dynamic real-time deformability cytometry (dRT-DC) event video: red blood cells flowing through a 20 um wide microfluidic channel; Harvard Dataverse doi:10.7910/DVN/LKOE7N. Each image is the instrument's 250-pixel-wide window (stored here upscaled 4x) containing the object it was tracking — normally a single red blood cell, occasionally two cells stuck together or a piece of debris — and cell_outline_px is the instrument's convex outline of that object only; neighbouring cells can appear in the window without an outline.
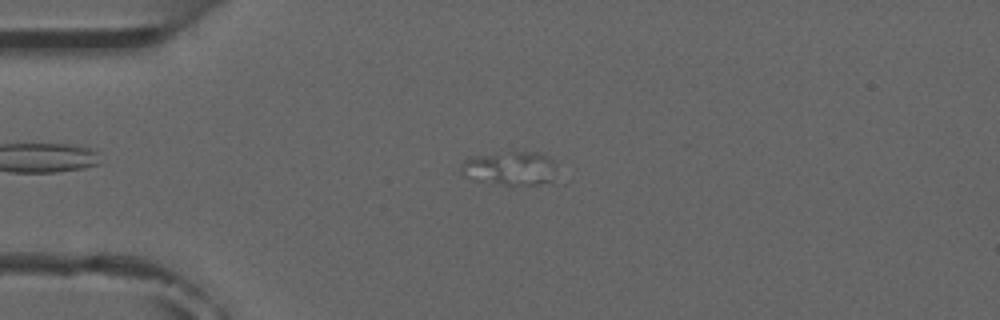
{"species": "common noctule bat (a hibernating species)", "species_latin": "Nyctalus noctula", "temperature_condition": "room temperature", "stored_images_in_passage": 4, "camera_frame_rate_fps": 3000, "um_per_image_px": 0.085, "animal": {"sex": "male", "forearm_length_mm": 52.5}, "frame": {"image": 1, "passage_image": 4, "time_ms": 3.667, "image_size_px": [1000, 320], "cell_outline_px": [[556, 180], [552, 184], [512, 188], [476, 180], [464, 176], [460, 172], [460, 164], [468, 156], [512, 152], [540, 152], [548, 156], [556, 164]], "centroid_in_image_um": [43.43, 14.37], "position_along_channel_um": 41.6, "area_um2": 20.23}}